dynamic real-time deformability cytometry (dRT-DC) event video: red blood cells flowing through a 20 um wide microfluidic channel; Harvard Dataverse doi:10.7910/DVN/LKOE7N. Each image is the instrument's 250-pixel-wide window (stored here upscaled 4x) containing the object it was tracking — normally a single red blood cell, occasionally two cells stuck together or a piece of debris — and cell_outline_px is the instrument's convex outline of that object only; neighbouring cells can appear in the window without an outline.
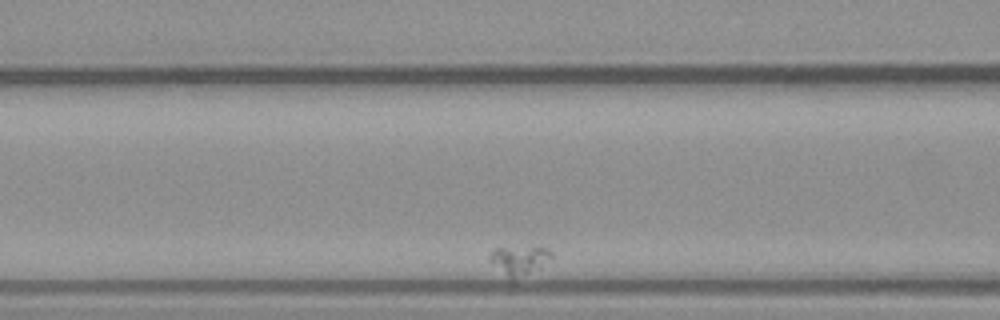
{"species": "common noctule bat (a hibernating species)", "species_latin": "Nyctalus noctula", "temperature_condition": "warm", "stored_images_in_passage": 8, "camera_frame_rate_fps": 3000, "um_per_image_px": 0.085, "animal": {"sex": "male", "body_mass_g": 23.1, "forearm_length_mm": 52.7}, "frame": {"image": 1, "passage_image": 3, "time_ms": 3.333, "image_size_px": [1000, 320], "cell_outline_px": [[552, 256], [540, 268], [512, 284], [488, 260], [488, 256], [496, 248], [548, 248], [552, 252]], "centroid_in_image_um": [44.1, 22.22], "position_along_channel_um": 122.5, "area_um2": 10.75}}